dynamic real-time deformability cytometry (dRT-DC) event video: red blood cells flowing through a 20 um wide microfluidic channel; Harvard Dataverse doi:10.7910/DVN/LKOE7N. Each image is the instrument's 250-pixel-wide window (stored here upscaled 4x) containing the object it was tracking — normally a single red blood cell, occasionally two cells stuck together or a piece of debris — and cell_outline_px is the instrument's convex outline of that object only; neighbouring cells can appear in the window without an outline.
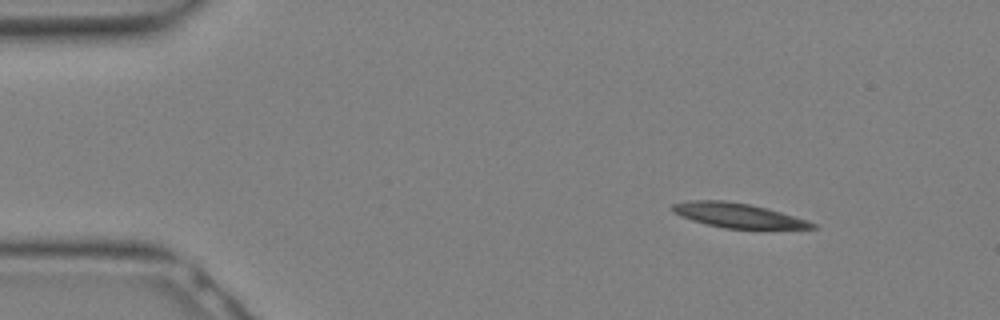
{"species": "Egyptian fruit bat (a non-hibernating species)", "species_latin": "Rousettus aegyptiacus", "temperature_condition": "warm", "stored_images_in_passage": 8, "camera_frame_rate_fps": 3000, "um_per_image_px": 0.085, "animal": {"sex": "female"}, "frame": {"image": 1, "passage_image": 1, "time_ms": 0.0, "image_size_px": [1000, 320], "cell_outline_px": [[820, 228], [724, 228], [692, 220], [680, 216], [672, 208], [672, 204], [692, 200], [724, 200], [748, 204], [768, 208], [808, 220], [816, 224]], "centroid_in_image_um": [62.75, 18.3], "position_along_channel_um": 22.2, "area_um2": 19.65}}
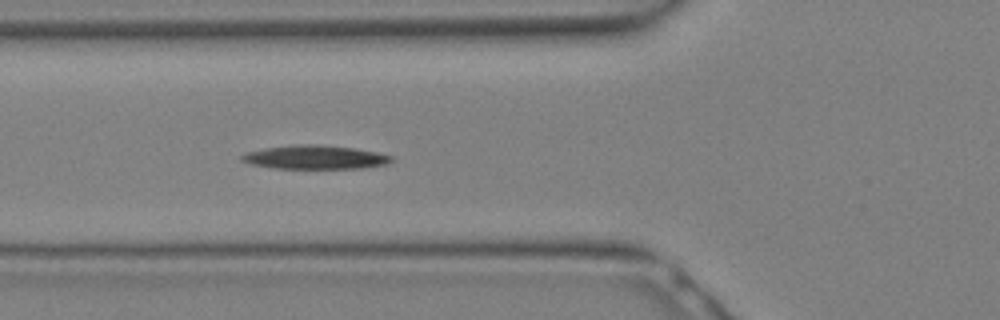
{"frame": {"image": 2, "passage_image": 8, "time_ms": 2.333, "image_size_px": [1000, 320], "cell_outline_px": [[392, 160], [388, 164], [364, 168], [272, 168], [252, 164], [240, 160], [240, 156], [244, 152], [264, 148], [292, 144], [320, 144], [356, 148], [376, 152], [392, 156]], "centroid_in_image_um": [26.75, 13.35], "position_along_channel_um": 99.0, "area_um2": 20.92}}